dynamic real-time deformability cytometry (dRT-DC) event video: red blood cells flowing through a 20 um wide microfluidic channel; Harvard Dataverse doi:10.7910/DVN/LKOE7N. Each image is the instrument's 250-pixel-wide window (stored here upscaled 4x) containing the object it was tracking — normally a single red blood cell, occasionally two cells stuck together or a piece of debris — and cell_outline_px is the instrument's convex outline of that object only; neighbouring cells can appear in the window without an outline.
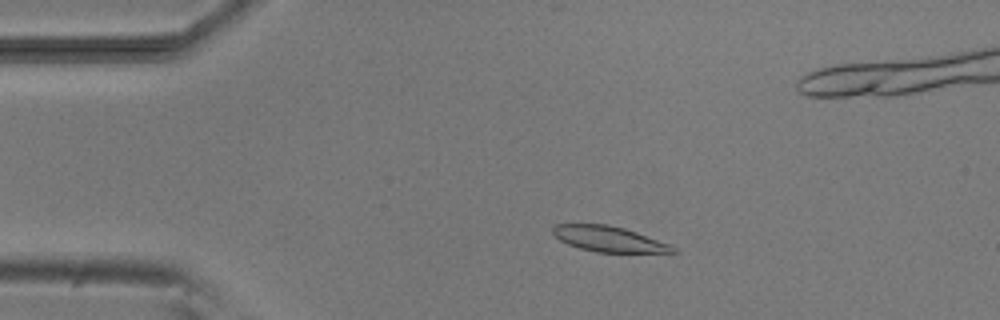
{"species": "common noctule bat (a hibernating species)", "species_latin": "Nyctalus noctula", "temperature_condition": "room temperature", "stored_images_in_passage": 52, "camera_frame_rate_fps": 3000, "um_per_image_px": 0.085, "animal": {"sex": "male", "body_mass_g": 20.5, "forearm_length_mm": 52.5}, "frame": {"image": 1, "passage_image": 9, "time_ms": 2.667, "image_size_px": [1000, 320], "cell_outline_px": [[680, 252], [676, 256], [596, 252], [580, 248], [568, 244], [560, 240], [552, 232], [552, 228], [556, 224], [608, 224], [624, 228], [636, 232], [668, 244], [676, 248]], "centroid_in_image_um": [51.96, 20.39], "position_along_channel_um": 33.0, "area_um2": 18.79}}
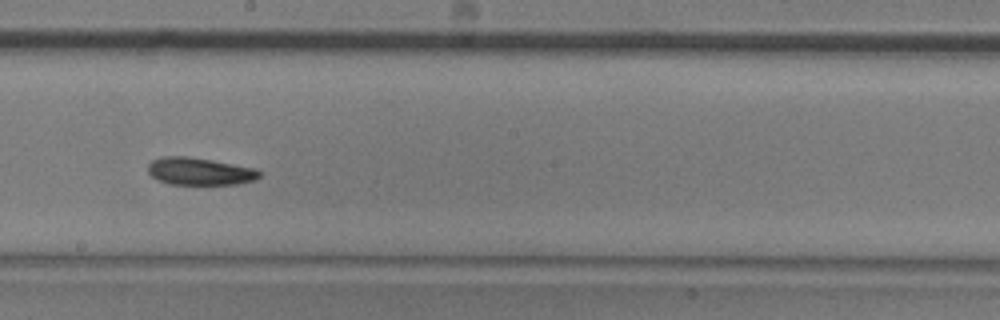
{"frame": {"image": 2, "passage_image": 28, "time_ms": 9.0, "image_size_px": [1000, 320], "cell_outline_px": [[264, 172], [256, 180], [236, 184], [168, 184], [152, 176], [148, 172], [148, 164], [152, 160], [164, 156], [188, 156], [212, 160], [256, 168]], "centroid_in_image_um": [17.01, 14.56], "position_along_channel_um": 231.2, "area_um2": 17.92}}
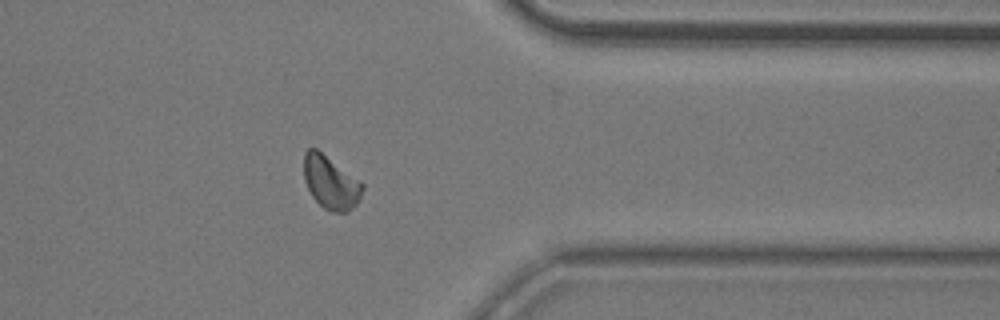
{"frame": {"image": 3, "passage_image": 41, "time_ms": 13.333, "image_size_px": [1000, 320], "cell_outline_px": [[364, 188], [360, 200], [348, 212], [332, 212], [324, 208], [312, 196], [304, 180], [304, 152], [308, 148], [316, 148], [360, 180], [364, 184]], "centroid_in_image_um": [28.12, 15.51], "position_along_channel_um": 383.3, "area_um2": 18.21}, "authors_computed_cell_mechanics": {"area_um2": 18.2359, "velocity_mm_per_s": 3.7862, "shape_relaxation_time_tau1_ms": 5.2243, "shape_relaxation_time_tau2_ms": 4.8031, "deformation_change_tau1": 0.1224, "deformation_change_tau2": 0.0906}}